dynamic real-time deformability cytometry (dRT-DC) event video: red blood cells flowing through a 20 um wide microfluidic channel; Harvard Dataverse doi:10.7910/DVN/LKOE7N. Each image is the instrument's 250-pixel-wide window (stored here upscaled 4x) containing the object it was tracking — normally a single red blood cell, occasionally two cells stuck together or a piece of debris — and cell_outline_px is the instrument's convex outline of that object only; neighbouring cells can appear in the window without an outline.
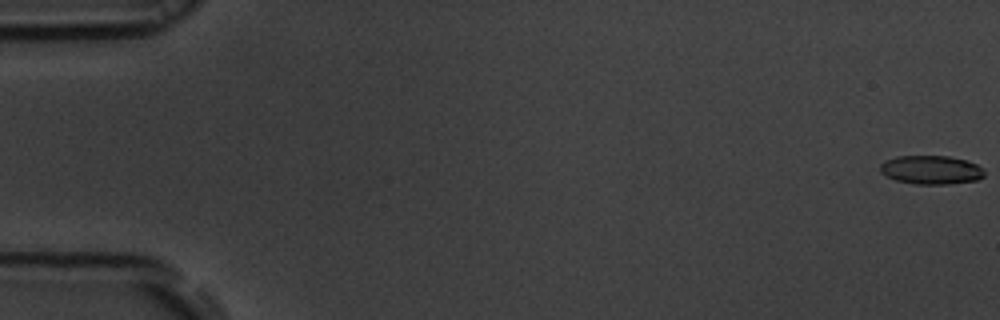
{"species": "common noctule bat (a hibernating species)", "species_latin": "Nyctalus noctula", "temperature_condition": "room temperature", "stored_images_in_passage": 54, "camera_frame_rate_fps": 3000, "um_per_image_px": 0.085, "animal": {"sex": "male", "body_mass_g": 19.5, "forearm_length_mm": 54.6}, "frame": {"image": 1, "passage_image": 1, "time_ms": 0.0, "image_size_px": [1000, 320], "cell_outline_px": [[984, 176], [976, 180], [948, 184], [916, 184], [896, 180], [880, 172], [880, 164], [884, 160], [896, 156], [948, 156], [964, 160], [976, 164], [984, 168]], "centroid_in_image_um": [79.13, 14.43], "position_along_channel_um": 5.9, "area_um2": 17.4}}
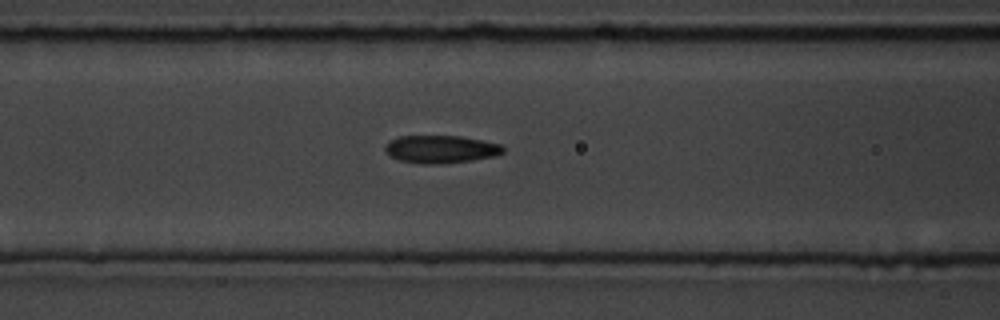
{"frame": {"image": 2, "passage_image": 23, "time_ms": 7.333, "image_size_px": [1000, 320], "cell_outline_px": [[504, 152], [496, 156], [472, 160], [436, 164], [424, 164], [400, 160], [388, 156], [384, 152], [384, 148], [392, 140], [400, 136], [460, 136], [500, 144], [504, 148]], "centroid_in_image_um": [37.46, 12.69], "position_along_channel_um": 129.1, "area_um2": 18.96}}
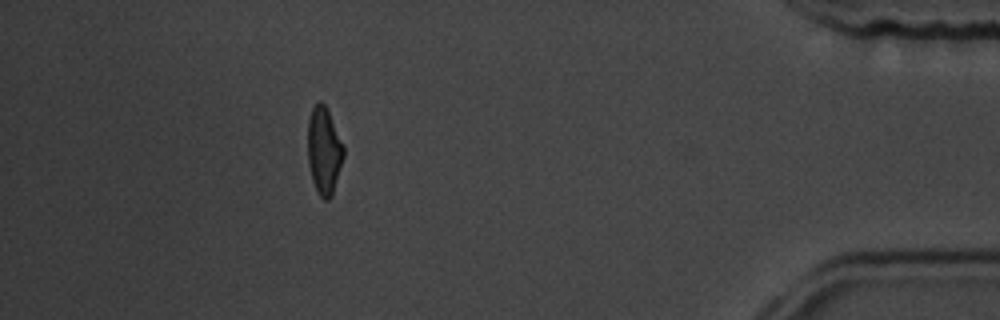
{"frame": {"image": 3, "passage_image": 49, "time_ms": 16.0, "image_size_px": [1000, 320], "cell_outline_px": [[344, 156], [332, 196], [328, 200], [324, 200], [316, 192], [312, 180], [308, 164], [308, 120], [312, 108], [316, 100], [320, 100], [328, 108], [344, 148]], "centroid_in_image_um": [27.53, 12.79], "position_along_channel_um": 407.7, "area_um2": 18.44}, "authors_computed_cell_mechanics": {"area_um2": 18.8139, "velocity_mm_per_s": 3.8203, "shape_relaxation_time_tau1_ms": 5.5999, "shape_relaxation_time_tau2_ms": 1.7935, "deformation_change_tau1": 0.1559, "deformation_change_tau2": 0.0898}}